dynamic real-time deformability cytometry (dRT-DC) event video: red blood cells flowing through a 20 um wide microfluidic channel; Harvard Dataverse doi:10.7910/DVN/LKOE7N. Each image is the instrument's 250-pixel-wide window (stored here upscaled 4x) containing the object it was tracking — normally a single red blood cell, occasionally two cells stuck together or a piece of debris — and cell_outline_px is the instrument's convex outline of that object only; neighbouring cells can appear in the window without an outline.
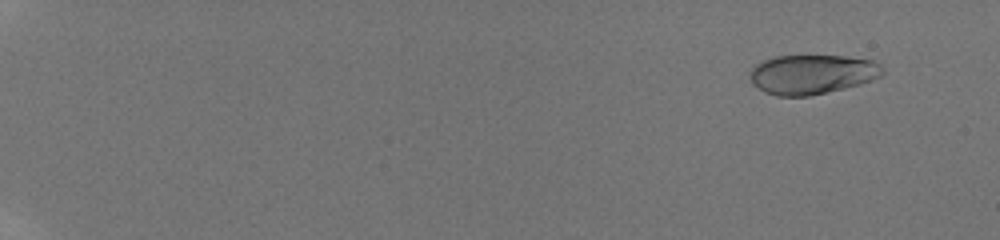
{"species": "human", "species_latin": "Homo sapiens", "temperature_condition": "room temperature", "stored_images_in_passage": 44, "camera_frame_rate_fps": 3000, "um_per_image_px": 0.085, "donor": {"sex": "male"}, "frame": {"image": 1, "passage_image": 3, "time_ms": 1.667, "image_size_px": [1000, 240], "cell_outline_px": [[884, 72], [880, 76], [872, 80], [860, 84], [808, 96], [776, 96], [764, 92], [752, 84], [752, 68], [756, 64], [764, 60], [776, 56], [844, 56], [872, 60], [880, 64], [884, 68]], "centroid_in_image_um": [69.04, 6.31], "position_along_channel_um": 16.0, "area_um2": 30.29}}
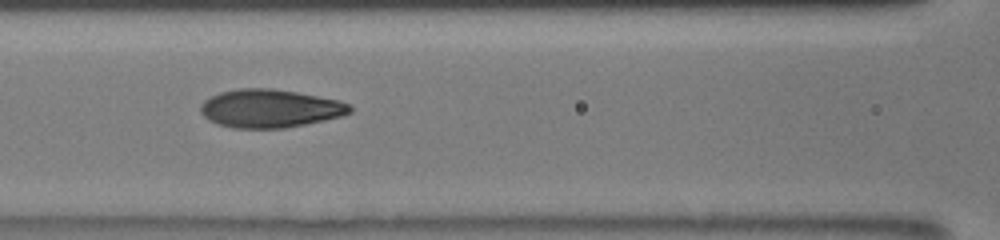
{"frame": {"image": 2, "passage_image": 19, "time_ms": 10.0, "image_size_px": [1000, 240], "cell_outline_px": [[352, 112], [340, 116], [324, 120], [284, 128], [232, 128], [208, 120], [200, 112], [200, 104], [204, 100], [220, 92], [240, 88], [272, 88], [296, 92], [340, 100], [348, 104], [352, 108]], "centroid_in_image_um": [22.93, 9.21], "position_along_channel_um": 143.7, "area_um2": 33.18}}
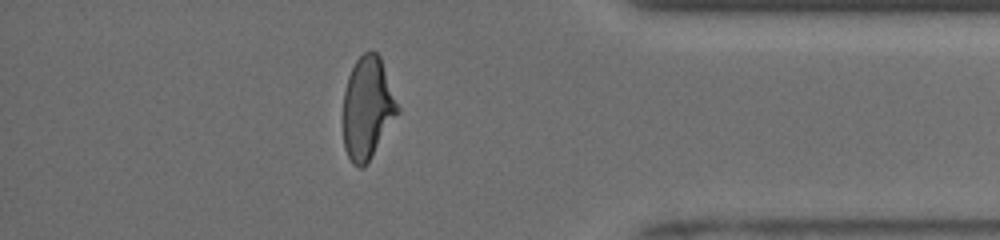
{"frame": {"image": 3, "passage_image": 39, "time_ms": 17.0, "image_size_px": [1000, 240], "cell_outline_px": [[400, 112], [368, 160], [360, 168], [352, 164], [344, 148], [344, 92], [348, 76], [356, 60], [364, 52], [376, 52], [380, 56], [400, 108]], "centroid_in_image_um": [31.24, 9.16], "position_along_channel_um": 404.0, "area_um2": 32.02}, "authors_computed_cell_mechanics": {"area_um2": 32.368, "velocity_mm_per_s": 3.9652, "shape_relaxation_time_tau1_ms": 7.1624, "shape_relaxation_time_tau2_ms": 0.7907, "deformation_change_tau1": 0.2522, "deformation_change_tau2": 0.0669}}